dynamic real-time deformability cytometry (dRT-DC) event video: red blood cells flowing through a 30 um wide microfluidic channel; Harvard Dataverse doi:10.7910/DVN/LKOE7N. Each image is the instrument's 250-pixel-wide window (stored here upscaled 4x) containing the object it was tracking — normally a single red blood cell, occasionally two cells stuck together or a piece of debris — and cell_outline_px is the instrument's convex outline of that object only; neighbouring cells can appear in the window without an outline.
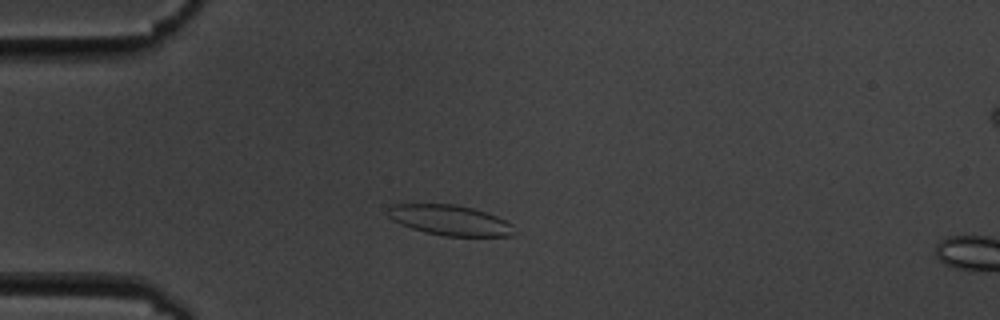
{"species": "common noctule bat (a hibernating species)", "species_latin": "Nyctalus noctula", "temperature_condition": "cold", "stored_images_in_passage": 5, "camera_frame_rate_fps": 3000, "um_per_image_px": 0.085, "animal": {"sex": "male", "body_mass_g": 19.5, "forearm_length_mm": 54.6}, "frame": {"image": 1, "passage_image": 4, "time_ms": 3.333, "image_size_px": [1000, 320], "cell_outline_px": [[516, 232], [512, 236], [444, 236], [424, 232], [400, 224], [392, 220], [384, 212], [392, 204], [456, 204], [472, 208], [496, 216], [512, 224]], "centroid_in_image_um": [38.21, 18.72], "position_along_channel_um": 46.8, "area_um2": 22.43}}